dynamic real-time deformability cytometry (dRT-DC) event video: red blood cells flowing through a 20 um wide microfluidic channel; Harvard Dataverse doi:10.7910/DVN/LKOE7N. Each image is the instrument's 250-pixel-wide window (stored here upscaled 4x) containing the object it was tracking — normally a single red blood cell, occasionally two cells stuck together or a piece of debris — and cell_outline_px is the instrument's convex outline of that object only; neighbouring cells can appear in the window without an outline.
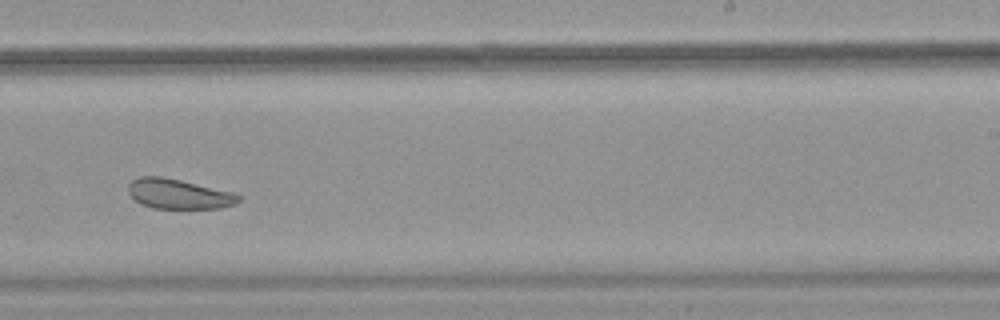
{"species": "common noctule bat (a hibernating species)", "species_latin": "Nyctalus noctula", "temperature_condition": "warm", "stored_images_in_passage": 22, "camera_frame_rate_fps": 3000, "um_per_image_px": 0.085, "animal": {"sex": "female", "body_mass_g": 18.4}, "frame": {"image": 1, "passage_image": 19, "time_ms": 6.0, "image_size_px": [1000, 320], "cell_outline_px": [[240, 200], [232, 204], [220, 208], [152, 208], [136, 200], [128, 192], [128, 184], [132, 180], [140, 176], [160, 176], [180, 180], [232, 192], [240, 196]], "centroid_in_image_um": [15.15, 16.48], "position_along_channel_um": 273.8, "area_um2": 18.84}}